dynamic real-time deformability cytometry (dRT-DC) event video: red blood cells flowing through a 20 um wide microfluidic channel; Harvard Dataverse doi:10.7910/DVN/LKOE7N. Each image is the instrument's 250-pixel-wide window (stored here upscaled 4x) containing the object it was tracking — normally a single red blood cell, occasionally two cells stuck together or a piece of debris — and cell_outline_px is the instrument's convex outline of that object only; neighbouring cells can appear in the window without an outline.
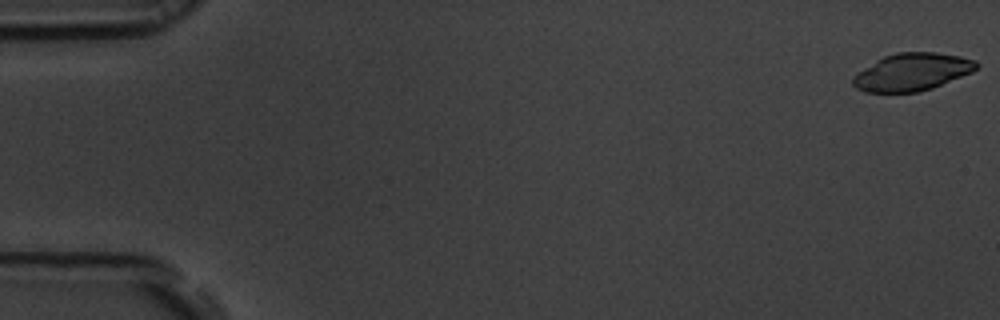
{"species": "common noctule bat (a hibernating species)", "species_latin": "Nyctalus noctula", "temperature_condition": "room temperature", "stored_images_in_passage": 55, "camera_frame_rate_fps": 3000, "um_per_image_px": 0.085, "animal": {"sex": "male", "body_mass_g": 19.5, "forearm_length_mm": 54.6}, "frame": {"image": 1, "passage_image": 1, "time_ms": 0.0, "image_size_px": [1000, 320], "cell_outline_px": [[980, 64], [972, 72], [932, 88], [916, 92], [864, 92], [856, 88], [852, 84], [852, 76], [876, 60], [884, 56], [896, 52], [936, 52], [960, 56], [976, 60]], "centroid_in_image_um": [77.52, 6.11], "position_along_channel_um": 7.5, "area_um2": 26.99}}
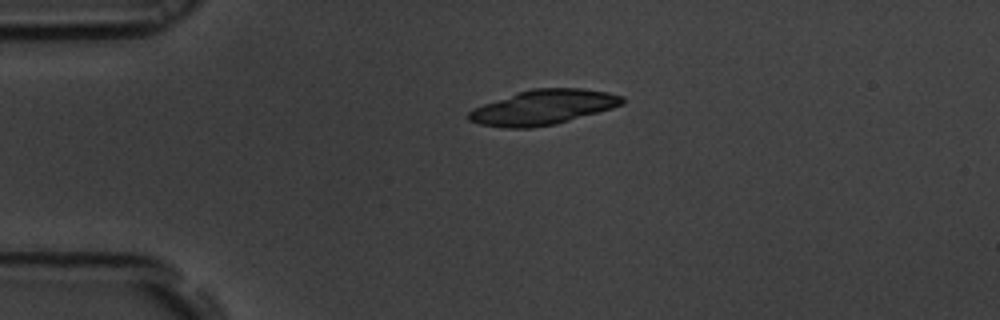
{"frame": {"image": 2, "passage_image": 13, "time_ms": 4.0, "image_size_px": [1000, 320], "cell_outline_px": [[624, 104], [612, 108], [556, 124], [532, 128], [504, 128], [480, 124], [468, 120], [468, 112], [472, 108], [516, 92], [532, 88], [580, 88], [608, 92], [624, 96]], "centroid_in_image_um": [46.15, 9.12], "position_along_channel_um": 38.8, "area_um2": 31.33}}